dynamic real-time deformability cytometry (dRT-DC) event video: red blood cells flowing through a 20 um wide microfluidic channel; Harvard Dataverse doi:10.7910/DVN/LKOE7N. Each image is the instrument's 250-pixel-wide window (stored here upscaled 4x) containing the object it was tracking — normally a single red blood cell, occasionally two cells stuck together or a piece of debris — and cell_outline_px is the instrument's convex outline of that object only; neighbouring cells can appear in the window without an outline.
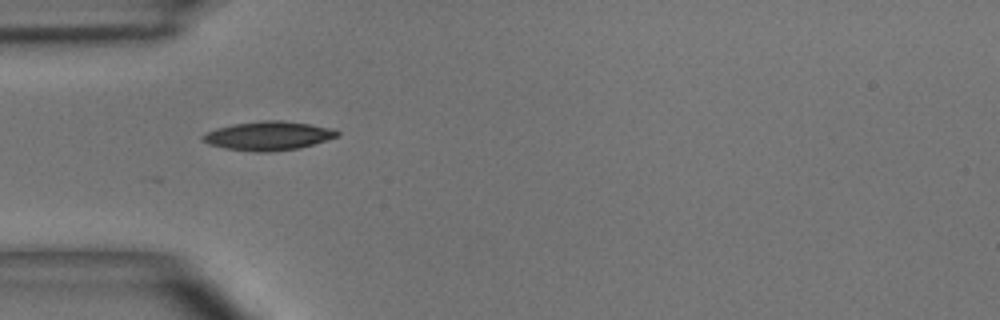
{"species": "common noctule bat (a hibernating species)", "species_latin": "Nyctalus noctula", "temperature_condition": "room temperature", "stored_images_in_passage": 2, "camera_frame_rate_fps": 3000, "um_per_image_px": 0.085, "animal": {"sex": "male", "body_mass_g": 15.6}, "frame": {"image": 1, "passage_image": 1, "time_ms": 0.0, "image_size_px": [1000, 320], "cell_outline_px": [[340, 136], [300, 148], [268, 152], [256, 152], [224, 148], [208, 144], [200, 140], [200, 136], [216, 128], [232, 124], [264, 120], [280, 120], [308, 124], [332, 128], [340, 132]], "centroid_in_image_um": [22.79, 11.55], "position_along_channel_um": 62.2, "area_um2": 22.72}}